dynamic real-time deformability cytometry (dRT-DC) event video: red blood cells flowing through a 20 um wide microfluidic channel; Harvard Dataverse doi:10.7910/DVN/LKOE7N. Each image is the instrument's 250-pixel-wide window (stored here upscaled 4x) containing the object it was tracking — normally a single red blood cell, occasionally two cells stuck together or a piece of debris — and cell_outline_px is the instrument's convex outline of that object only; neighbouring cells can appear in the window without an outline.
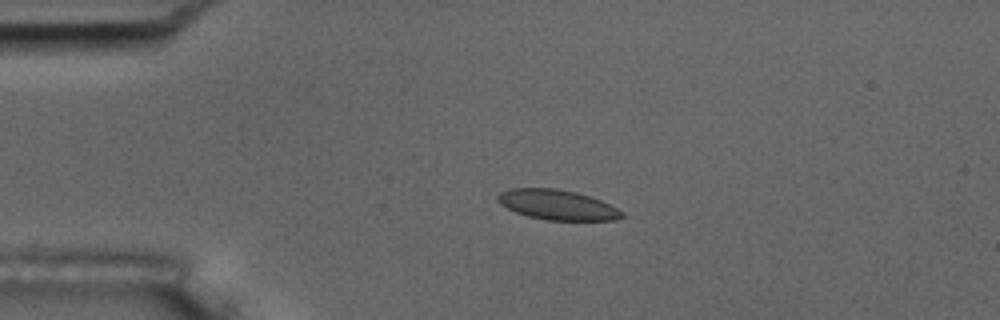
{"species": "common noctule bat (a hibernating species)", "species_latin": "Nyctalus noctula", "temperature_condition": "room temperature", "stored_images_in_passage": 54, "camera_frame_rate_fps": 3000, "um_per_image_px": 0.085, "animal": {"sex": "male", "body_mass_g": 17.5, "forearm_length_mm": 52.3}, "frame": {"image": 1, "passage_image": 12, "time_ms": 3.667, "image_size_px": [1000, 320], "cell_outline_px": [[624, 216], [616, 220], [548, 220], [528, 216], [516, 212], [500, 204], [496, 200], [496, 196], [500, 192], [512, 188], [556, 188], [576, 192], [600, 200], [624, 212]], "centroid_in_image_um": [47.35, 17.4], "position_along_channel_um": 37.7, "area_um2": 21.62}}
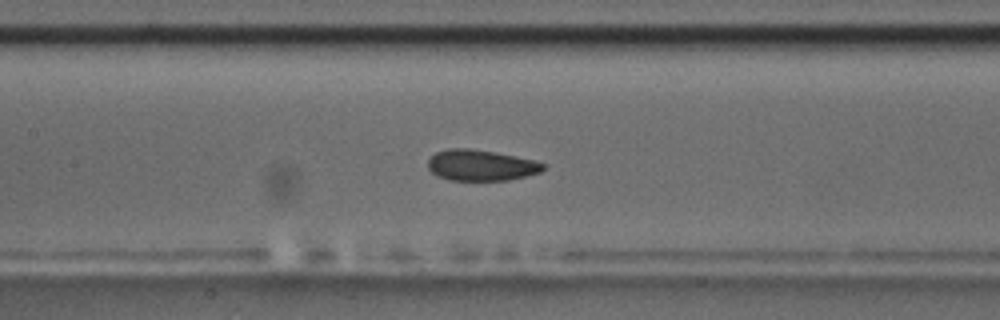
{"frame": {"image": 2, "passage_image": 25, "time_ms": 8.0, "image_size_px": [1000, 320], "cell_outline_px": [[544, 168], [540, 172], [508, 180], [448, 180], [436, 176], [428, 168], [428, 160], [436, 152], [448, 148], [468, 148], [496, 152], [532, 160], [544, 164]], "centroid_in_image_um": [40.82, 14.05], "position_along_channel_um": 166.6, "area_um2": 20.63}}
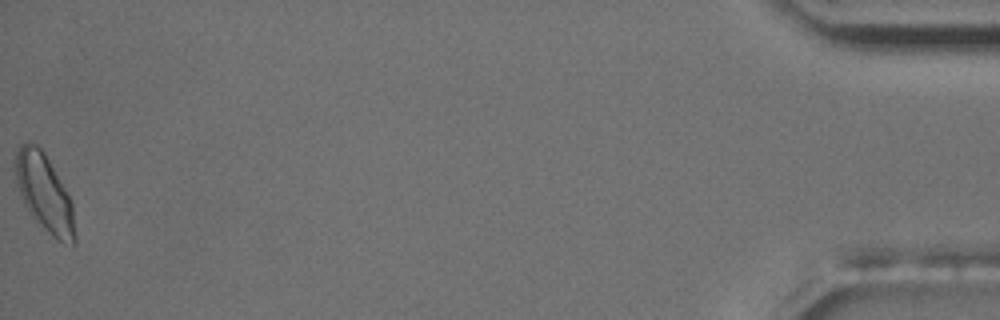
{"frame": {"image": 3, "passage_image": 54, "time_ms": 17.667, "image_size_px": [1000, 320], "cell_outline_px": [[76, 244], [64, 244], [56, 240], [32, 216], [24, 204], [16, 180], [16, 152], [20, 144], [28, 140], [32, 140], [44, 152], [64, 188], [72, 204], [76, 236]], "centroid_in_image_um": [3.78, 16.41], "position_along_channel_um": 431.4, "area_um2": 26.47}, "authors_computed_cell_mechanics": {"area_um2": 21.3571, "velocity_mm_per_s": 3.7517, "shape_relaxation_time_tau1_ms": 4.7456, "shape_relaxation_time_tau2_ms": 1.0384, "deformation_change_tau1": 0.1057, "deformation_change_tau2": 0.0506}}